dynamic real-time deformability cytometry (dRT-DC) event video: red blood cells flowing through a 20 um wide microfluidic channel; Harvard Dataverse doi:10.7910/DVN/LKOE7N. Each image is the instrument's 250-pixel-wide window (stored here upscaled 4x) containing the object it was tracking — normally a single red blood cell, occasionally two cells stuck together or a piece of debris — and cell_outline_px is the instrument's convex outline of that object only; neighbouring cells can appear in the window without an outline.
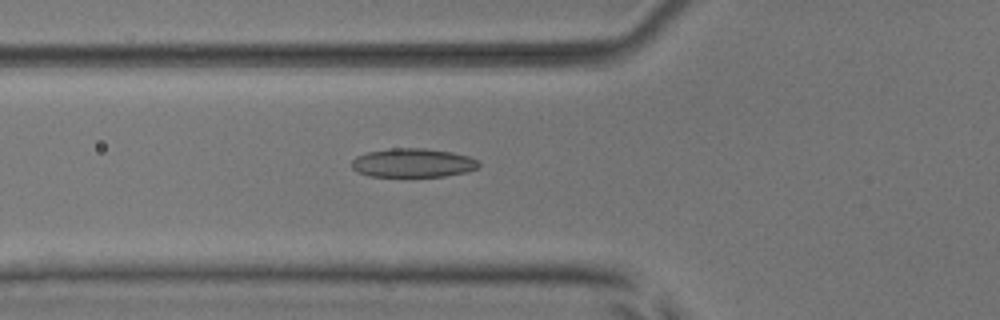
{"species": "common noctule bat (a hibernating species)", "species_latin": "Nyctalus noctula", "temperature_condition": "room temperature", "stored_images_in_passage": 38, "camera_frame_rate_fps": 3000, "um_per_image_px": 0.085, "animal": {"sex": "male", "body_mass_g": 17.9, "forearm_length_mm": 54.2}, "frame": {"image": 1, "passage_image": 4, "time_ms": 1.0, "image_size_px": [1000, 320], "cell_outline_px": [[480, 164], [476, 168], [468, 172], [444, 176], [368, 176], [356, 172], [352, 168], [352, 160], [356, 156], [368, 152], [392, 148], [424, 148], [452, 152], [468, 156], [476, 160]], "centroid_in_image_um": [35.07, 13.84], "position_along_channel_um": 90.7, "area_um2": 21.33}}
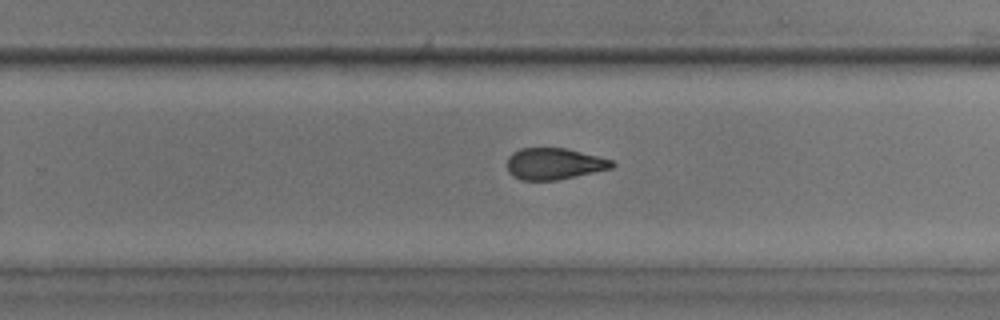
{"frame": {"image": 2, "passage_image": 19, "time_ms": 6.0, "image_size_px": [1000, 320], "cell_outline_px": [[616, 164], [612, 168], [576, 176], [556, 180], [520, 180], [512, 176], [508, 172], [508, 156], [512, 152], [520, 148], [564, 148], [612, 160]], "centroid_in_image_um": [47.06, 13.92], "position_along_channel_um": 282.7, "area_um2": 19.13}}
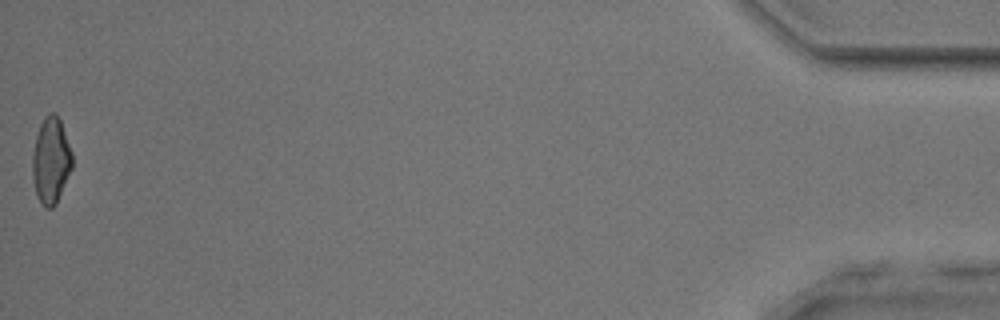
{"frame": {"image": 3, "passage_image": 38, "time_ms": 12.333, "image_size_px": [1000, 320], "cell_outline_px": [[72, 168], [56, 204], [52, 208], [44, 208], [36, 196], [32, 180], [32, 156], [36, 136], [40, 124], [44, 116], [52, 112], [60, 120], [72, 152]], "centroid_in_image_um": [4.31, 13.68], "position_along_channel_um": 430.9, "area_um2": 20.06}, "authors_computed_cell_mechanics": {"area_um2": 20.0855, "velocity_mm_per_s": 3.8461, "shape_relaxation_time_tau1_ms": 5.4598, "shape_relaxation_time_tau2_ms": 2.7789, "deformation_change_tau1": 0.1381, "deformation_change_tau2": 0.0978}}